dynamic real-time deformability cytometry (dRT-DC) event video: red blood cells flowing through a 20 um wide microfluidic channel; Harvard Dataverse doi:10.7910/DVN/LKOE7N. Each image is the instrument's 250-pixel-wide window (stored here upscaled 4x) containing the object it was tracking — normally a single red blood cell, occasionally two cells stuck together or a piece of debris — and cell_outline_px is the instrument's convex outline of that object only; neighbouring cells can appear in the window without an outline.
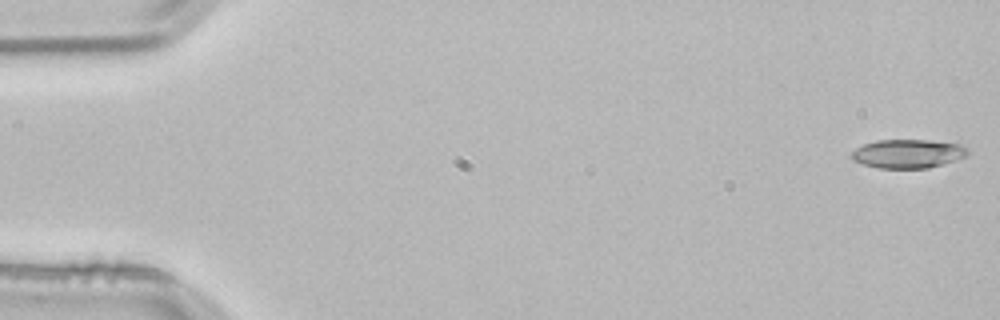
{"species": "common noctule bat (a hibernating species)", "species_latin": "Nyctalus noctula", "temperature_condition": "room temperature", "stored_images_in_passage": 53, "camera_frame_rate_fps": 3000, "um_per_image_px": 0.085, "animal": {"sex": "male", "body_mass_g": 21.5, "forearm_length_mm": 52.0}, "frame": {"image": 1, "passage_image": 1, "time_ms": 0.0, "image_size_px": [1000, 320], "cell_outline_px": [[968, 152], [964, 156], [928, 168], [876, 168], [852, 160], [852, 152], [856, 148], [864, 144], [876, 140], [928, 140], [960, 144]], "centroid_in_image_um": [77.1, 13.06], "position_along_channel_um": 7.9, "area_um2": 19.07}}
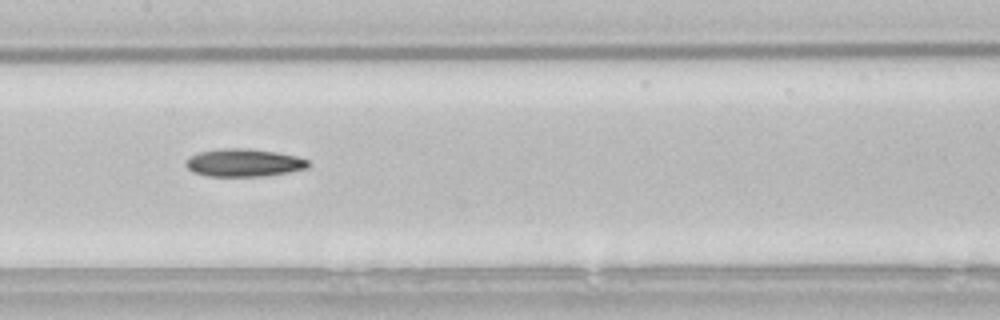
{"frame": {"image": 2, "passage_image": 26, "time_ms": 8.333, "image_size_px": [1000, 320], "cell_outline_px": [[308, 168], [288, 172], [264, 176], [208, 176], [192, 172], [184, 164], [184, 160], [188, 156], [200, 152], [224, 148], [248, 148], [276, 152], [296, 156], [308, 160]], "centroid_in_image_um": [20.68, 13.83], "position_along_channel_um": 186.7, "area_um2": 19.88}}
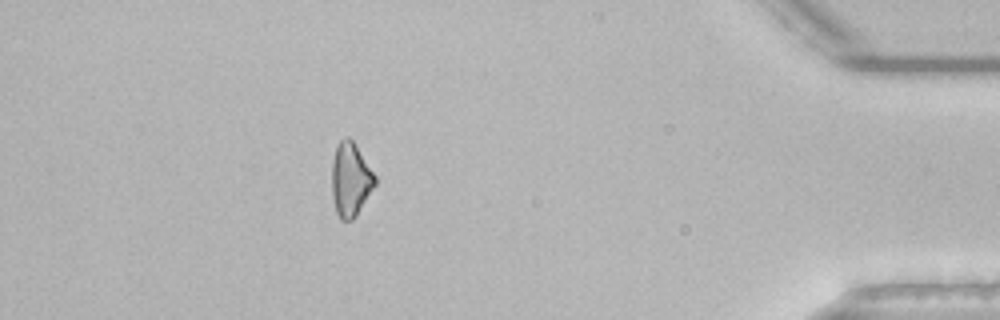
{"frame": {"image": 3, "passage_image": 47, "time_ms": 15.333, "image_size_px": [1000, 320], "cell_outline_px": [[376, 184], [356, 216], [352, 220], [340, 220], [336, 212], [332, 196], [332, 160], [336, 148], [340, 140], [344, 136], [348, 136], [352, 140], [376, 176]], "centroid_in_image_um": [29.78, 15.27], "position_along_channel_um": 405.4, "area_um2": 18.5}, "authors_computed_cell_mechanics": {"area_um2": 19.5364, "velocity_mm_per_s": 3.845, "shape_relaxation_time_tau1_ms": 9.7599, "shape_relaxation_time_tau2_ms": null, "deformation_change_tau1": 0.1807, "deformation_change_tau2": null}}